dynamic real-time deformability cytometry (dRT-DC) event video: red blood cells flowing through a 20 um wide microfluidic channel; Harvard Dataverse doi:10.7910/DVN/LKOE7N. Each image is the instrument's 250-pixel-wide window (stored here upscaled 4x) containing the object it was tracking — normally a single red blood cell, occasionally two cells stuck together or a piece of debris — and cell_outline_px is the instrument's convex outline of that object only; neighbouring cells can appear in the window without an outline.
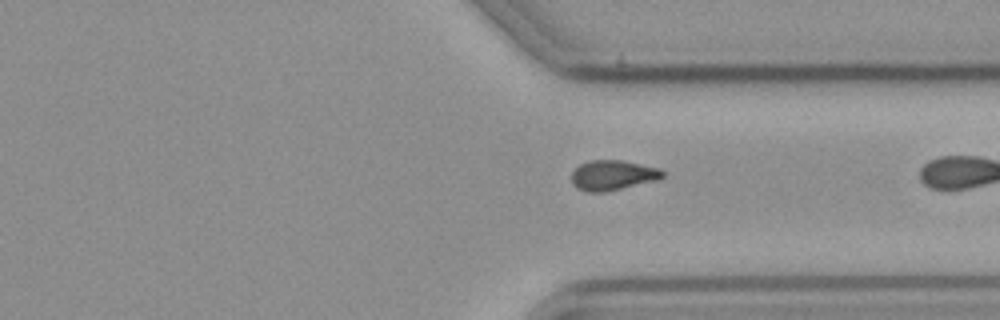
{"species": "common noctule bat (a hibernating species)", "species_latin": "Nyctalus noctula", "temperature_condition": "cold", "stored_images_in_passage": 41, "camera_frame_rate_fps": 3000, "um_per_image_px": 0.085, "animal": {"sex": "male", "body_mass_g": 23.1, "forearm_length_mm": 52.7}, "frame": {"image": 1, "passage_image": 40, "time_ms": 13.0, "image_size_px": [1000, 320], "cell_outline_px": [[664, 176], [660, 180], [604, 192], [588, 192], [576, 188], [572, 184], [572, 172], [580, 164], [588, 160], [624, 160], [660, 168], [664, 172]], "centroid_in_image_um": [52.11, 14.89], "position_along_channel_um": 359.3, "area_um2": 16.18}}